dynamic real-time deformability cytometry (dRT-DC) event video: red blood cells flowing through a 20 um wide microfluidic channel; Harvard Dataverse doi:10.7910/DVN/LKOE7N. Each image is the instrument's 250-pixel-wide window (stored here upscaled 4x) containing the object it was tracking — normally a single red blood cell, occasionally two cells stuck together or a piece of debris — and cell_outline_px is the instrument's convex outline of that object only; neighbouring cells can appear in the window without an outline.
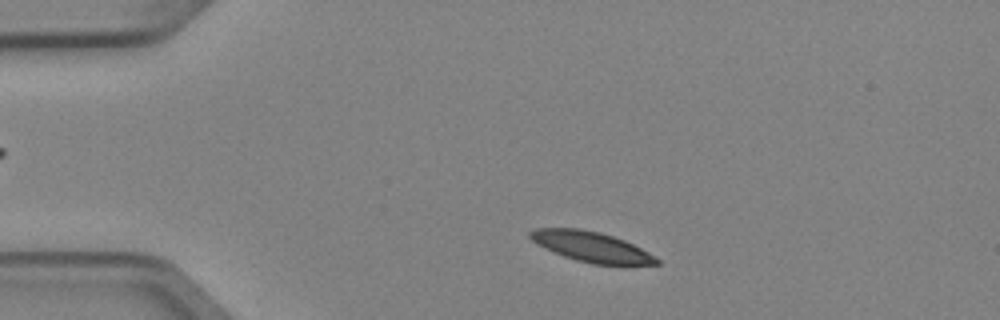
{"species": "Egyptian fruit bat (a non-hibernating species)", "species_latin": "Rousettus aegyptiacus", "temperature_condition": "cold", "stored_images_in_passage": 2, "camera_frame_rate_fps": 3000, "um_per_image_px": 0.085, "animal": {"sex": "female"}, "frame": {"image": 1, "passage_image": 1, "time_ms": 0.0, "image_size_px": [1000, 320], "cell_outline_px": [[660, 264], [592, 264], [576, 260], [564, 256], [544, 248], [536, 244], [528, 236], [528, 232], [536, 228], [580, 228], [600, 232], [624, 240], [648, 252], [660, 260]], "centroid_in_image_um": [50.21, 20.96], "position_along_channel_um": 34.8, "area_um2": 22.08}}